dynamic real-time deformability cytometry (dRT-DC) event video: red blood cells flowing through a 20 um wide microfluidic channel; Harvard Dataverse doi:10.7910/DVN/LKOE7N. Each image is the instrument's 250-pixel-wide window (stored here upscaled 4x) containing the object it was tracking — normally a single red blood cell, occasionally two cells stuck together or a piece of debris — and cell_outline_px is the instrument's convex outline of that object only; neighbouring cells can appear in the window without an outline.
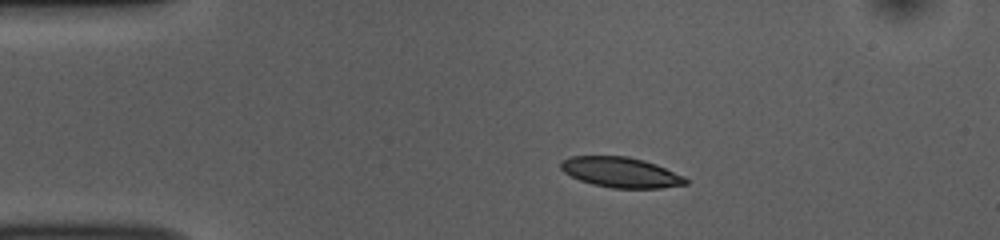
{"species": "common noctule bat (a hibernating species)", "species_latin": "Nyctalus noctula", "temperature_condition": "room temperature", "stored_images_in_passage": 44, "camera_frame_rate_fps": 3000, "um_per_image_px": 0.085, "animal": {"sex": "female", "body_mass_g": 10.0, "forearm_length_mm": 53.1}, "frame": {"image": 1, "passage_image": 1, "time_ms": 0.0, "image_size_px": [1000, 240], "cell_outline_px": [[688, 184], [660, 188], [612, 188], [592, 184], [580, 180], [564, 172], [560, 168], [560, 160], [572, 156], [628, 156], [644, 160], [656, 164], [684, 176], [688, 180]], "centroid_in_image_um": [52.77, 14.64], "position_along_channel_um": 32.2, "area_um2": 22.08}}
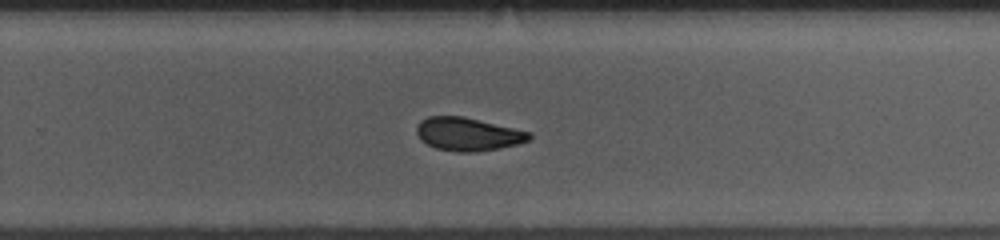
{"frame": {"image": 2, "passage_image": 25, "time_ms": 8.0, "image_size_px": [1000, 240], "cell_outline_px": [[532, 136], [528, 140], [516, 144], [496, 148], [472, 152], [456, 152], [436, 148], [420, 140], [416, 132], [416, 128], [420, 120], [428, 116], [464, 116], [532, 132]], "centroid_in_image_um": [39.75, 11.38], "position_along_channel_um": 290.1, "area_um2": 21.73}}
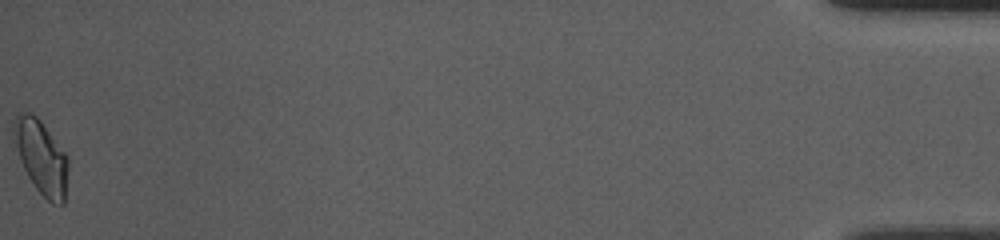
{"frame": {"image": 3, "passage_image": 44, "time_ms": 14.333, "image_size_px": [1000, 240], "cell_outline_px": [[68, 168], [64, 204], [52, 204], [36, 188], [28, 176], [20, 160], [12, 140], [12, 132], [16, 112], [28, 112], [36, 116], [40, 120], [68, 156]], "centroid_in_image_um": [3.48, 13.33], "position_along_channel_um": 431.7, "area_um2": 23.47}, "authors_computed_cell_mechanics": {"area_um2": 22.2819, "velocity_mm_per_s": 3.7748, "shape_relaxation_time_tau1_ms": 4.972, "shape_relaxation_time_tau2_ms": 1.9744, "deformation_change_tau1": 0.1372, "deformation_change_tau2": 0.0667}}